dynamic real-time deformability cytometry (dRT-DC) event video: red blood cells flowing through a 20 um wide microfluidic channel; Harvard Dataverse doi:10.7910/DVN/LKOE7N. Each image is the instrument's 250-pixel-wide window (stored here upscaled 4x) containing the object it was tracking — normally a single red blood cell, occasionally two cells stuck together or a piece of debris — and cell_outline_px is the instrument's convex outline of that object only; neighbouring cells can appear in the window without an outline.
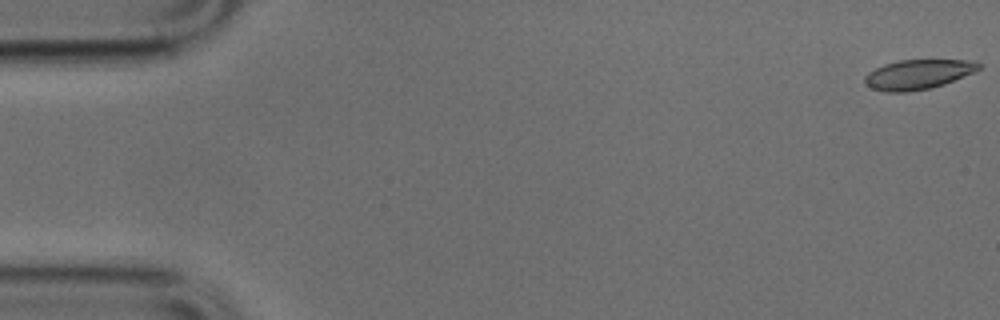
{"species": "common noctule bat (a hibernating species)", "species_latin": "Nyctalus noctula", "temperature_condition": "cold", "stored_images_in_passage": 50, "camera_frame_rate_fps": 3000, "um_per_image_px": 0.085, "animal": {"sex": "male", "body_mass_g": 17.9, "forearm_length_mm": 54.2}, "frame": {"image": 1, "passage_image": 1, "time_ms": 0.0, "image_size_px": [1000, 320], "cell_outline_px": [[980, 68], [976, 72], [944, 84], [928, 88], [908, 92], [884, 92], [872, 88], [864, 84], [864, 76], [868, 72], [884, 64], [900, 60], [972, 60], [980, 64]], "centroid_in_image_um": [78.02, 6.32], "position_along_channel_um": 7.0, "area_um2": 19.77}}
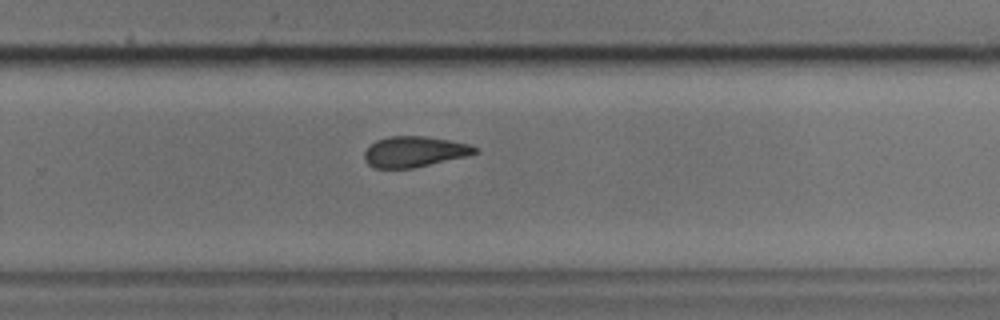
{"frame": {"image": 2, "passage_image": 33, "time_ms": 10.667, "image_size_px": [1000, 320], "cell_outline_px": [[480, 152], [464, 156], [412, 168], [376, 168], [368, 164], [364, 160], [364, 152], [376, 140], [388, 136], [424, 136], [448, 140], [468, 144], [480, 148]], "centroid_in_image_um": [35.21, 12.88], "position_along_channel_um": 294.6, "area_um2": 19.54}}
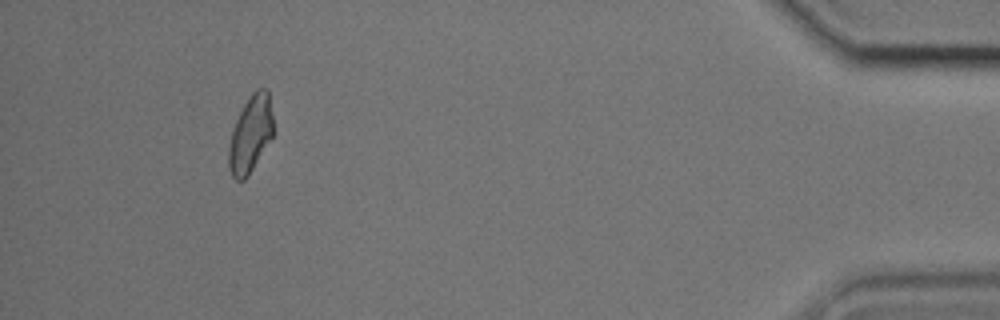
{"frame": {"image": 3, "passage_image": 47, "time_ms": 15.333, "image_size_px": [1000, 320], "cell_outline_px": [[276, 132], [248, 176], [244, 180], [236, 180], [232, 176], [228, 168], [228, 148], [232, 132], [236, 120], [244, 104], [252, 92], [256, 88], [268, 88]], "centroid_in_image_um": [21.33, 11.39], "position_along_channel_um": 413.9, "area_um2": 20.4}}